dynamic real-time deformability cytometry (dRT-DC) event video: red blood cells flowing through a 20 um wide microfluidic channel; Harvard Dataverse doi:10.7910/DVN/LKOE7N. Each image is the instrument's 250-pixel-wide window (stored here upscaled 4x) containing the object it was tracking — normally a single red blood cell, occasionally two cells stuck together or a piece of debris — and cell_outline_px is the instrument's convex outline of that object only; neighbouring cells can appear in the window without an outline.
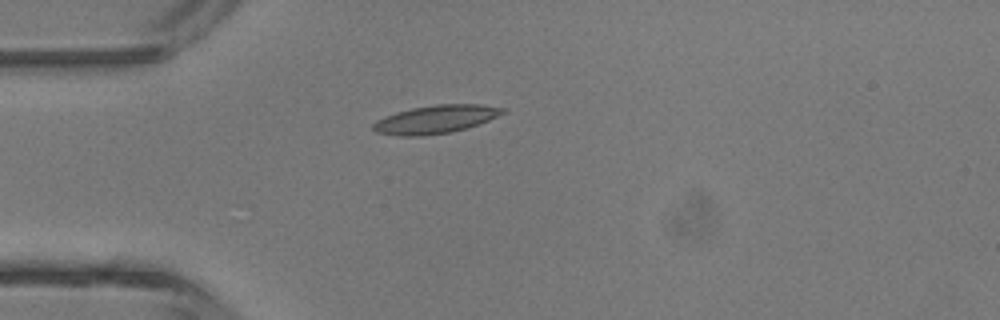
{"species": "common noctule bat (a hibernating species)", "species_latin": "Nyctalus noctula", "temperature_condition": "room temperature", "stored_images_in_passage": 3, "camera_frame_rate_fps": 3000, "um_per_image_px": 0.085, "animal": {"sex": "male", "body_mass_g": 13.3}, "frame": {"image": 1, "passage_image": 3, "time_ms": 2.667, "image_size_px": [1000, 320], "cell_outline_px": [[508, 112], [488, 120], [464, 128], [448, 132], [424, 136], [400, 136], [376, 132], [372, 128], [372, 124], [376, 120], [384, 116], [396, 112], [412, 108], [436, 104], [480, 104], [508, 108]], "centroid_in_image_um": [37.03, 10.13], "position_along_channel_um": 48.0, "area_um2": 21.27}}